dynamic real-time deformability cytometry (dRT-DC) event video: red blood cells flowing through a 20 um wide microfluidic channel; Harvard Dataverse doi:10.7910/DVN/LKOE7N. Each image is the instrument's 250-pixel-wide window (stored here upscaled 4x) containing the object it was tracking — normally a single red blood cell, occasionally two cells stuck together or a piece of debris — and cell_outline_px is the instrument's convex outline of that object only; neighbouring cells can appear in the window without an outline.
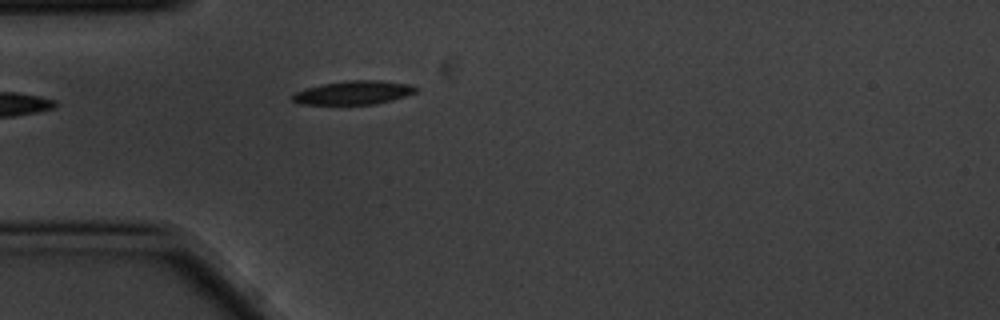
{"species": "common noctule bat (a hibernating species)", "species_latin": "Nyctalus noctula", "temperature_condition": "cold", "stored_images_in_passage": 5, "camera_frame_rate_fps": 3000, "um_per_image_px": 0.085, "animal": {"sex": "male", "body_mass_g": 20.1, "forearm_length_mm": 53.5}, "frame": {"image": 1, "passage_image": 5, "time_ms": 1.333, "image_size_px": [1000, 320], "cell_outline_px": [[416, 92], [392, 100], [376, 104], [300, 104], [292, 100], [292, 96], [296, 92], [320, 84], [344, 80], [380, 80], [412, 84], [416, 88]], "centroid_in_image_um": [30.06, 7.86], "position_along_channel_um": 54.9, "area_um2": 16.99}}